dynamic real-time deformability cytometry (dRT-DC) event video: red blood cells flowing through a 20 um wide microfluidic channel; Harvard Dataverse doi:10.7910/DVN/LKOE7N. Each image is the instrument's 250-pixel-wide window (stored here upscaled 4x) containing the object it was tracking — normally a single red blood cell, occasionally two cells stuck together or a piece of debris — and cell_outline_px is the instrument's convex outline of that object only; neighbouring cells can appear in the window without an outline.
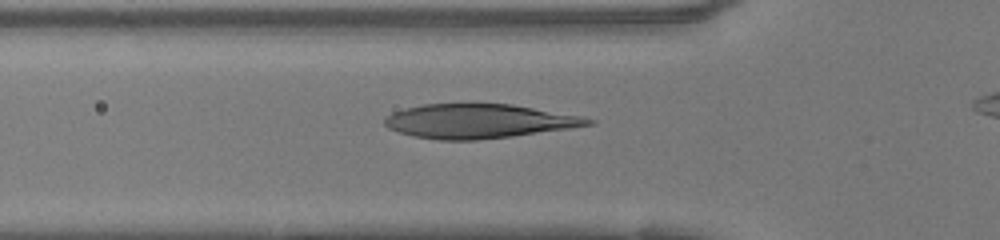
{"species": "human", "species_latin": "Homo sapiens", "temperature_condition": "warm", "stored_images_in_passage": 32, "camera_frame_rate_fps": 3000, "um_per_image_px": 0.085, "donor": {"sex": "female"}, "frame": {"image": 1, "passage_image": 8, "time_ms": 2.333, "image_size_px": [1000, 240], "cell_outline_px": [[596, 124], [512, 136], [476, 140], [440, 140], [412, 136], [388, 128], [384, 124], [384, 120], [392, 112], [404, 108], [424, 104], [512, 104], [580, 116], [596, 120]], "centroid_in_image_um": [40.67, 10.3], "position_along_channel_um": 85.1, "area_um2": 40.29}}
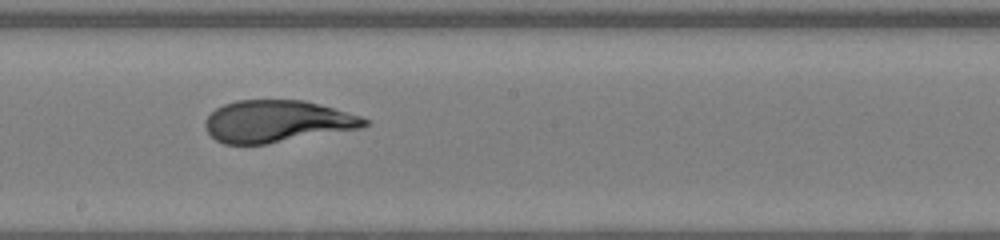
{"frame": {"image": 2, "passage_image": 18, "time_ms": 5.667, "image_size_px": [1000, 240], "cell_outline_px": [[368, 124], [360, 128], [264, 144], [224, 144], [216, 140], [204, 128], [204, 124], [208, 116], [216, 108], [224, 104], [236, 100], [304, 100], [360, 116], [368, 120]], "centroid_in_image_um": [23.5, 10.31], "position_along_channel_um": 224.7, "area_um2": 38.49}}
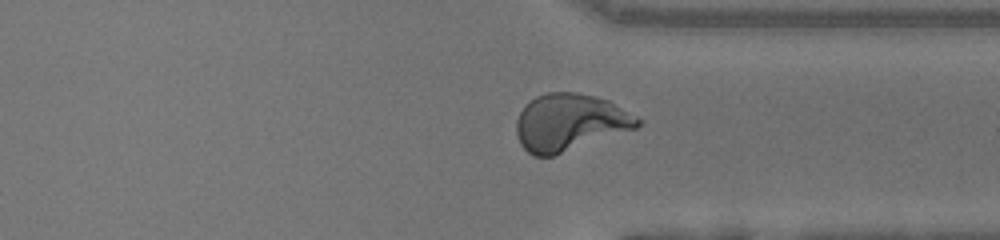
{"frame": {"image": 3, "passage_image": 28, "time_ms": 9.0, "image_size_px": [1000, 240], "cell_outline_px": [[640, 124], [636, 128], [552, 156], [532, 156], [520, 144], [516, 132], [516, 120], [524, 104], [536, 96], [548, 92], [576, 92], [608, 100], [636, 116], [640, 120]], "centroid_in_image_um": [48.38, 10.4], "position_along_channel_um": 363.0, "area_um2": 40.0}}